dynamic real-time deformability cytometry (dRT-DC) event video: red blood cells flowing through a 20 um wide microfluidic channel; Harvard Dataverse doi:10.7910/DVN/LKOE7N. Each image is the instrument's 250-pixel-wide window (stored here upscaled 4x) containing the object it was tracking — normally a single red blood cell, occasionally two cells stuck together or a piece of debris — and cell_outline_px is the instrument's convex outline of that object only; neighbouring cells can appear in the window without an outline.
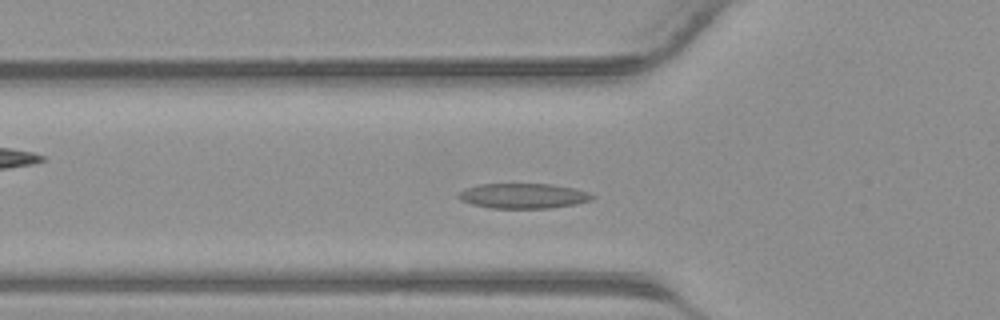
{"species": "common noctule bat (a hibernating species)", "species_latin": "Nyctalus noctula", "temperature_condition": "warm", "stored_images_in_passage": 40, "camera_frame_rate_fps": 3000, "um_per_image_px": 0.085, "animal": {"sex": "male", "body_mass_g": 23.1, "forearm_length_mm": 52.7}, "frame": {"image": 1, "passage_image": 12, "time_ms": 3.667, "image_size_px": [1000, 320], "cell_outline_px": [[596, 196], [592, 200], [576, 204], [548, 208], [492, 208], [472, 204], [460, 200], [456, 196], [464, 188], [480, 184], [552, 184], [572, 188], [588, 192]], "centroid_in_image_um": [44.47, 16.65], "position_along_channel_um": 81.3, "area_um2": 19.54}}
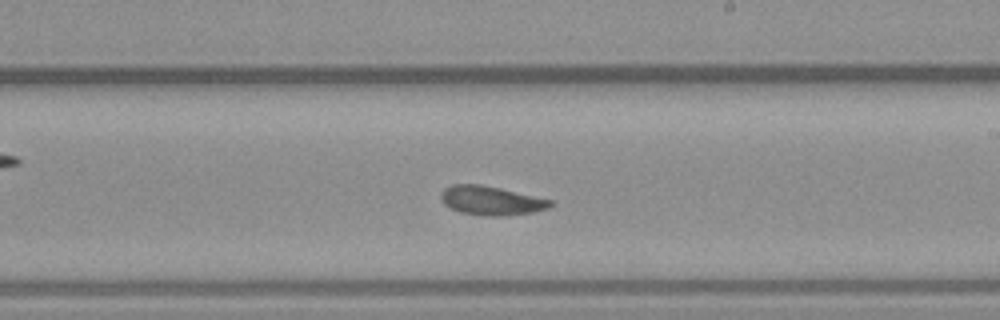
{"frame": {"image": 2, "passage_image": 22, "time_ms": 7.0, "image_size_px": [1000, 320], "cell_outline_px": [[556, 204], [548, 208], [532, 212], [496, 216], [492, 216], [460, 212], [444, 204], [440, 200], [440, 192], [444, 188], [452, 184], [480, 184], [500, 188], [556, 200]], "centroid_in_image_um": [41.78, 17.03], "position_along_channel_um": 247.2, "area_um2": 18.61}}
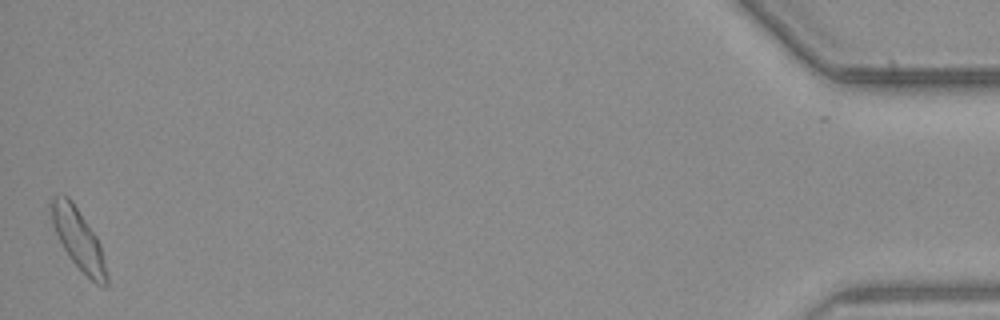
{"frame": {"image": 3, "passage_image": 39, "time_ms": 12.667, "image_size_px": [1000, 320], "cell_outline_px": [[108, 288], [104, 288], [96, 284], [72, 260], [64, 248], [52, 224], [48, 204], [52, 196], [68, 196], [72, 200], [96, 236], [100, 244], [108, 276]], "centroid_in_image_um": [6.66, 20.31], "position_along_channel_um": 428.5, "area_um2": 19.42}}